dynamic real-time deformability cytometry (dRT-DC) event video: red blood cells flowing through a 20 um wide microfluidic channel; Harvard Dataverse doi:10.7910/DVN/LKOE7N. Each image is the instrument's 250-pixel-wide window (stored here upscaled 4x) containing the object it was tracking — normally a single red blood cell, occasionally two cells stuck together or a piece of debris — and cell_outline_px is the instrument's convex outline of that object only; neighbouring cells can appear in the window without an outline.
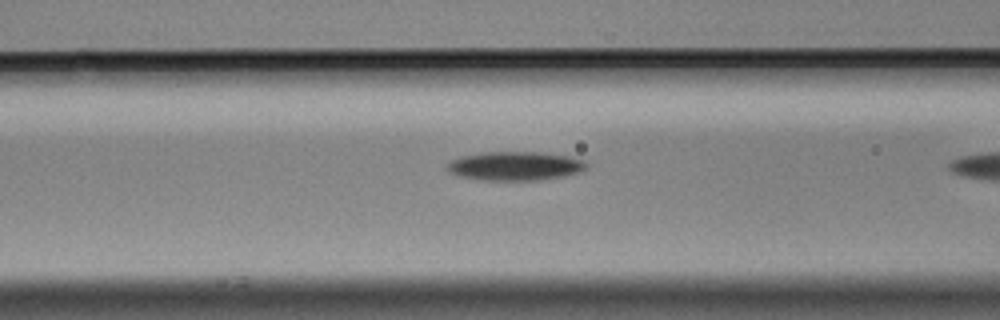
{"species": "Egyptian fruit bat (a non-hibernating species)", "species_latin": "Rousettus aegyptiacus", "temperature_condition": "cold", "stored_images_in_passage": 36, "camera_frame_rate_fps": 3000, "um_per_image_px": 0.085, "animal": {"sex": "male"}, "frame": {"image": 1, "passage_image": 13, "time_ms": 4.0, "image_size_px": [1000, 320], "cell_outline_px": [[588, 168], [580, 172], [564, 176], [540, 180], [484, 180], [460, 176], [448, 172], [444, 168], [452, 160], [464, 156], [484, 152], [540, 152], [568, 156], [584, 160], [588, 164]], "centroid_in_image_um": [43.82, 14.11], "position_along_channel_um": 122.8, "area_um2": 23.47}}
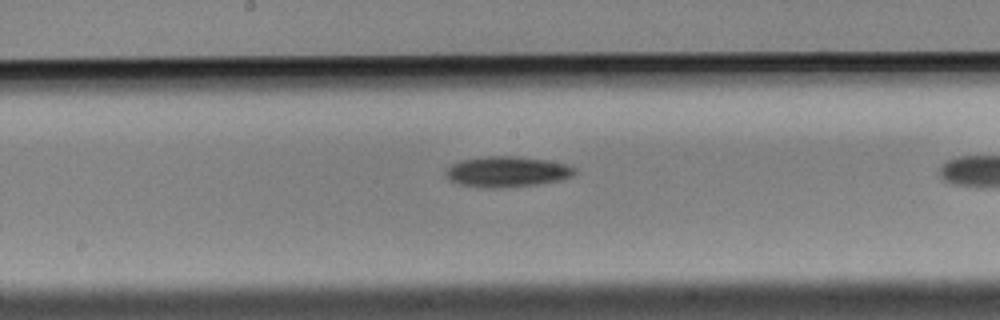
{"frame": {"image": 2, "passage_image": 20, "time_ms": 6.333, "image_size_px": [1000, 320], "cell_outline_px": [[576, 172], [572, 176], [564, 180], [540, 184], [504, 188], [480, 188], [456, 184], [448, 180], [444, 176], [444, 172], [452, 164], [460, 160], [488, 156], [516, 156], [544, 160], [564, 164], [576, 168]], "centroid_in_image_um": [43.05, 14.62], "position_along_channel_um": 205.1, "area_um2": 23.41}}
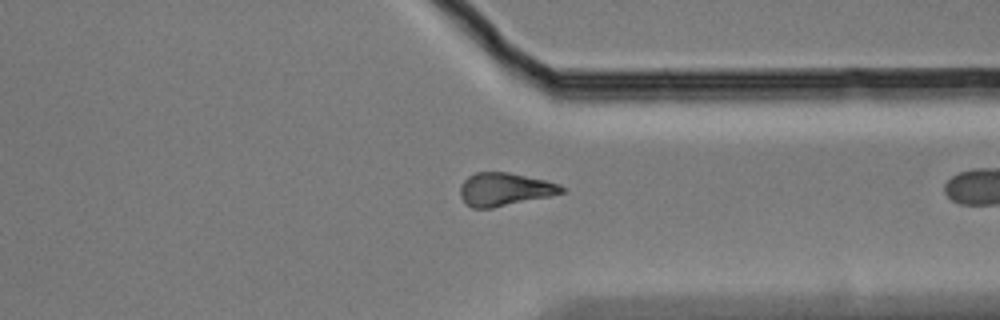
{"frame": {"image": 3, "passage_image": 34, "time_ms": 11.0, "image_size_px": [1000, 320], "cell_outline_px": [[564, 192], [548, 196], [492, 208], [472, 208], [464, 204], [460, 196], [460, 184], [468, 176], [476, 172], [508, 172], [544, 180], [560, 184], [564, 188]], "centroid_in_image_um": [42.83, 16.09], "position_along_channel_um": 368.6, "area_um2": 19.48}}